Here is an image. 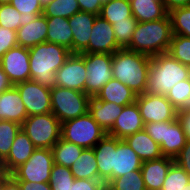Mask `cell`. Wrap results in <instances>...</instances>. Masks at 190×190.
Segmentation results:
<instances>
[{"label": "cell", "mask_w": 190, "mask_h": 190, "mask_svg": "<svg viewBox=\"0 0 190 190\" xmlns=\"http://www.w3.org/2000/svg\"><path fill=\"white\" fill-rule=\"evenodd\" d=\"M30 62V79L47 87L56 86V71L71 55L65 47L43 42L28 49Z\"/></svg>", "instance_id": "cell-1"}, {"label": "cell", "mask_w": 190, "mask_h": 190, "mask_svg": "<svg viewBox=\"0 0 190 190\" xmlns=\"http://www.w3.org/2000/svg\"><path fill=\"white\" fill-rule=\"evenodd\" d=\"M151 57L128 49H120L112 54L113 78L129 87L136 95L147 88Z\"/></svg>", "instance_id": "cell-2"}, {"label": "cell", "mask_w": 190, "mask_h": 190, "mask_svg": "<svg viewBox=\"0 0 190 190\" xmlns=\"http://www.w3.org/2000/svg\"><path fill=\"white\" fill-rule=\"evenodd\" d=\"M172 36L169 14L162 19L138 22L130 45L126 49L152 57L168 52Z\"/></svg>", "instance_id": "cell-3"}, {"label": "cell", "mask_w": 190, "mask_h": 190, "mask_svg": "<svg viewBox=\"0 0 190 190\" xmlns=\"http://www.w3.org/2000/svg\"><path fill=\"white\" fill-rule=\"evenodd\" d=\"M186 79H189L188 66L167 52L152 56L145 93L166 96L178 82Z\"/></svg>", "instance_id": "cell-4"}, {"label": "cell", "mask_w": 190, "mask_h": 190, "mask_svg": "<svg viewBox=\"0 0 190 190\" xmlns=\"http://www.w3.org/2000/svg\"><path fill=\"white\" fill-rule=\"evenodd\" d=\"M91 97L85 92L55 86L51 88V112L60 123L75 119L89 110Z\"/></svg>", "instance_id": "cell-5"}, {"label": "cell", "mask_w": 190, "mask_h": 190, "mask_svg": "<svg viewBox=\"0 0 190 190\" xmlns=\"http://www.w3.org/2000/svg\"><path fill=\"white\" fill-rule=\"evenodd\" d=\"M106 135L89 112L61 123V138L82 148H93Z\"/></svg>", "instance_id": "cell-6"}, {"label": "cell", "mask_w": 190, "mask_h": 190, "mask_svg": "<svg viewBox=\"0 0 190 190\" xmlns=\"http://www.w3.org/2000/svg\"><path fill=\"white\" fill-rule=\"evenodd\" d=\"M21 129L36 148L52 149L61 138V123L52 112L28 116Z\"/></svg>", "instance_id": "cell-7"}, {"label": "cell", "mask_w": 190, "mask_h": 190, "mask_svg": "<svg viewBox=\"0 0 190 190\" xmlns=\"http://www.w3.org/2000/svg\"><path fill=\"white\" fill-rule=\"evenodd\" d=\"M144 130L160 145L162 155L174 159L186 144L187 138L179 121L149 122Z\"/></svg>", "instance_id": "cell-8"}, {"label": "cell", "mask_w": 190, "mask_h": 190, "mask_svg": "<svg viewBox=\"0 0 190 190\" xmlns=\"http://www.w3.org/2000/svg\"><path fill=\"white\" fill-rule=\"evenodd\" d=\"M53 164L51 149L36 148L31 157L16 168L11 176L16 181L49 183Z\"/></svg>", "instance_id": "cell-9"}, {"label": "cell", "mask_w": 190, "mask_h": 190, "mask_svg": "<svg viewBox=\"0 0 190 190\" xmlns=\"http://www.w3.org/2000/svg\"><path fill=\"white\" fill-rule=\"evenodd\" d=\"M87 80L85 93L90 97L98 94L101 88L113 78L112 54L88 53L85 54Z\"/></svg>", "instance_id": "cell-10"}, {"label": "cell", "mask_w": 190, "mask_h": 190, "mask_svg": "<svg viewBox=\"0 0 190 190\" xmlns=\"http://www.w3.org/2000/svg\"><path fill=\"white\" fill-rule=\"evenodd\" d=\"M136 103L144 124L177 119L176 108L164 95L149 93L139 94L136 97Z\"/></svg>", "instance_id": "cell-11"}, {"label": "cell", "mask_w": 190, "mask_h": 190, "mask_svg": "<svg viewBox=\"0 0 190 190\" xmlns=\"http://www.w3.org/2000/svg\"><path fill=\"white\" fill-rule=\"evenodd\" d=\"M25 105L27 116L51 113V88L27 80L14 85Z\"/></svg>", "instance_id": "cell-12"}, {"label": "cell", "mask_w": 190, "mask_h": 190, "mask_svg": "<svg viewBox=\"0 0 190 190\" xmlns=\"http://www.w3.org/2000/svg\"><path fill=\"white\" fill-rule=\"evenodd\" d=\"M85 53H71L56 71V86L85 92L87 80Z\"/></svg>", "instance_id": "cell-13"}, {"label": "cell", "mask_w": 190, "mask_h": 190, "mask_svg": "<svg viewBox=\"0 0 190 190\" xmlns=\"http://www.w3.org/2000/svg\"><path fill=\"white\" fill-rule=\"evenodd\" d=\"M0 65L13 85L30 80L28 48L16 46L0 59Z\"/></svg>", "instance_id": "cell-14"}, {"label": "cell", "mask_w": 190, "mask_h": 190, "mask_svg": "<svg viewBox=\"0 0 190 190\" xmlns=\"http://www.w3.org/2000/svg\"><path fill=\"white\" fill-rule=\"evenodd\" d=\"M120 49L116 43L113 26L107 20L97 15L92 27L88 47L82 53L113 54Z\"/></svg>", "instance_id": "cell-15"}, {"label": "cell", "mask_w": 190, "mask_h": 190, "mask_svg": "<svg viewBox=\"0 0 190 190\" xmlns=\"http://www.w3.org/2000/svg\"><path fill=\"white\" fill-rule=\"evenodd\" d=\"M144 122L141 117L136 101L123 107L121 114L117 117L112 129L107 135L125 139L134 133L144 129Z\"/></svg>", "instance_id": "cell-16"}, {"label": "cell", "mask_w": 190, "mask_h": 190, "mask_svg": "<svg viewBox=\"0 0 190 190\" xmlns=\"http://www.w3.org/2000/svg\"><path fill=\"white\" fill-rule=\"evenodd\" d=\"M47 32V19L43 14L24 19L23 24L16 31L18 46L29 49L37 44L47 42Z\"/></svg>", "instance_id": "cell-17"}, {"label": "cell", "mask_w": 190, "mask_h": 190, "mask_svg": "<svg viewBox=\"0 0 190 190\" xmlns=\"http://www.w3.org/2000/svg\"><path fill=\"white\" fill-rule=\"evenodd\" d=\"M36 147L20 129L16 135L8 156L0 163L1 171L11 174L16 168L24 164L33 154Z\"/></svg>", "instance_id": "cell-18"}, {"label": "cell", "mask_w": 190, "mask_h": 190, "mask_svg": "<svg viewBox=\"0 0 190 190\" xmlns=\"http://www.w3.org/2000/svg\"><path fill=\"white\" fill-rule=\"evenodd\" d=\"M96 14L90 12H77L68 19L73 32V53H82L89 43Z\"/></svg>", "instance_id": "cell-19"}, {"label": "cell", "mask_w": 190, "mask_h": 190, "mask_svg": "<svg viewBox=\"0 0 190 190\" xmlns=\"http://www.w3.org/2000/svg\"><path fill=\"white\" fill-rule=\"evenodd\" d=\"M142 160L124 139L117 138V147L114 150L112 179L123 176L130 171L140 170Z\"/></svg>", "instance_id": "cell-20"}, {"label": "cell", "mask_w": 190, "mask_h": 190, "mask_svg": "<svg viewBox=\"0 0 190 190\" xmlns=\"http://www.w3.org/2000/svg\"><path fill=\"white\" fill-rule=\"evenodd\" d=\"M27 117L25 105L15 86L0 94V118L2 120L22 125Z\"/></svg>", "instance_id": "cell-21"}, {"label": "cell", "mask_w": 190, "mask_h": 190, "mask_svg": "<svg viewBox=\"0 0 190 190\" xmlns=\"http://www.w3.org/2000/svg\"><path fill=\"white\" fill-rule=\"evenodd\" d=\"M117 147V138L106 135L94 147V154L98 166L99 180L107 184L112 179L114 150Z\"/></svg>", "instance_id": "cell-22"}, {"label": "cell", "mask_w": 190, "mask_h": 190, "mask_svg": "<svg viewBox=\"0 0 190 190\" xmlns=\"http://www.w3.org/2000/svg\"><path fill=\"white\" fill-rule=\"evenodd\" d=\"M174 159L162 157L156 160L142 162L141 172L146 190H161L164 180Z\"/></svg>", "instance_id": "cell-23"}, {"label": "cell", "mask_w": 190, "mask_h": 190, "mask_svg": "<svg viewBox=\"0 0 190 190\" xmlns=\"http://www.w3.org/2000/svg\"><path fill=\"white\" fill-rule=\"evenodd\" d=\"M123 107L113 102L98 100L94 96L89 101L88 112L99 126L108 133L112 129L117 117L121 114Z\"/></svg>", "instance_id": "cell-24"}, {"label": "cell", "mask_w": 190, "mask_h": 190, "mask_svg": "<svg viewBox=\"0 0 190 190\" xmlns=\"http://www.w3.org/2000/svg\"><path fill=\"white\" fill-rule=\"evenodd\" d=\"M142 161L156 160L163 157L160 145L143 129L124 139Z\"/></svg>", "instance_id": "cell-25"}, {"label": "cell", "mask_w": 190, "mask_h": 190, "mask_svg": "<svg viewBox=\"0 0 190 190\" xmlns=\"http://www.w3.org/2000/svg\"><path fill=\"white\" fill-rule=\"evenodd\" d=\"M95 97L101 101L113 102L117 105L126 106L134 103L137 95L125 84L112 78L101 88Z\"/></svg>", "instance_id": "cell-26"}, {"label": "cell", "mask_w": 190, "mask_h": 190, "mask_svg": "<svg viewBox=\"0 0 190 190\" xmlns=\"http://www.w3.org/2000/svg\"><path fill=\"white\" fill-rule=\"evenodd\" d=\"M133 17L137 22L165 18L169 12L162 0H130Z\"/></svg>", "instance_id": "cell-27"}, {"label": "cell", "mask_w": 190, "mask_h": 190, "mask_svg": "<svg viewBox=\"0 0 190 190\" xmlns=\"http://www.w3.org/2000/svg\"><path fill=\"white\" fill-rule=\"evenodd\" d=\"M48 25L47 42L59 44L73 53V32L68 18H46Z\"/></svg>", "instance_id": "cell-28"}, {"label": "cell", "mask_w": 190, "mask_h": 190, "mask_svg": "<svg viewBox=\"0 0 190 190\" xmlns=\"http://www.w3.org/2000/svg\"><path fill=\"white\" fill-rule=\"evenodd\" d=\"M70 169L76 179H99L98 166L93 148H84Z\"/></svg>", "instance_id": "cell-29"}, {"label": "cell", "mask_w": 190, "mask_h": 190, "mask_svg": "<svg viewBox=\"0 0 190 190\" xmlns=\"http://www.w3.org/2000/svg\"><path fill=\"white\" fill-rule=\"evenodd\" d=\"M99 16L111 25L121 21H137L133 17L130 0H110L103 4Z\"/></svg>", "instance_id": "cell-30"}, {"label": "cell", "mask_w": 190, "mask_h": 190, "mask_svg": "<svg viewBox=\"0 0 190 190\" xmlns=\"http://www.w3.org/2000/svg\"><path fill=\"white\" fill-rule=\"evenodd\" d=\"M84 148L77 146L60 138L52 147L54 163L57 165L71 167L80 156Z\"/></svg>", "instance_id": "cell-31"}, {"label": "cell", "mask_w": 190, "mask_h": 190, "mask_svg": "<svg viewBox=\"0 0 190 190\" xmlns=\"http://www.w3.org/2000/svg\"><path fill=\"white\" fill-rule=\"evenodd\" d=\"M106 190H146L141 169L111 179L106 184Z\"/></svg>", "instance_id": "cell-32"}, {"label": "cell", "mask_w": 190, "mask_h": 190, "mask_svg": "<svg viewBox=\"0 0 190 190\" xmlns=\"http://www.w3.org/2000/svg\"><path fill=\"white\" fill-rule=\"evenodd\" d=\"M77 12H80L77 0H51L43 7L42 14L46 18L64 17L69 19Z\"/></svg>", "instance_id": "cell-33"}, {"label": "cell", "mask_w": 190, "mask_h": 190, "mask_svg": "<svg viewBox=\"0 0 190 190\" xmlns=\"http://www.w3.org/2000/svg\"><path fill=\"white\" fill-rule=\"evenodd\" d=\"M21 125L7 120L0 122V163L8 156Z\"/></svg>", "instance_id": "cell-34"}, {"label": "cell", "mask_w": 190, "mask_h": 190, "mask_svg": "<svg viewBox=\"0 0 190 190\" xmlns=\"http://www.w3.org/2000/svg\"><path fill=\"white\" fill-rule=\"evenodd\" d=\"M173 35L190 37V6L174 8L169 12Z\"/></svg>", "instance_id": "cell-35"}, {"label": "cell", "mask_w": 190, "mask_h": 190, "mask_svg": "<svg viewBox=\"0 0 190 190\" xmlns=\"http://www.w3.org/2000/svg\"><path fill=\"white\" fill-rule=\"evenodd\" d=\"M74 180L69 167L53 164L49 180L51 190H72Z\"/></svg>", "instance_id": "cell-36"}, {"label": "cell", "mask_w": 190, "mask_h": 190, "mask_svg": "<svg viewBox=\"0 0 190 190\" xmlns=\"http://www.w3.org/2000/svg\"><path fill=\"white\" fill-rule=\"evenodd\" d=\"M168 54L186 66H190V37L173 35Z\"/></svg>", "instance_id": "cell-37"}, {"label": "cell", "mask_w": 190, "mask_h": 190, "mask_svg": "<svg viewBox=\"0 0 190 190\" xmlns=\"http://www.w3.org/2000/svg\"><path fill=\"white\" fill-rule=\"evenodd\" d=\"M190 176L175 162L170 166L161 190H182Z\"/></svg>", "instance_id": "cell-38"}, {"label": "cell", "mask_w": 190, "mask_h": 190, "mask_svg": "<svg viewBox=\"0 0 190 190\" xmlns=\"http://www.w3.org/2000/svg\"><path fill=\"white\" fill-rule=\"evenodd\" d=\"M24 17L11 5H0V26L17 31L23 24Z\"/></svg>", "instance_id": "cell-39"}, {"label": "cell", "mask_w": 190, "mask_h": 190, "mask_svg": "<svg viewBox=\"0 0 190 190\" xmlns=\"http://www.w3.org/2000/svg\"><path fill=\"white\" fill-rule=\"evenodd\" d=\"M137 21H121L112 24L117 45L125 49L130 45Z\"/></svg>", "instance_id": "cell-40"}, {"label": "cell", "mask_w": 190, "mask_h": 190, "mask_svg": "<svg viewBox=\"0 0 190 190\" xmlns=\"http://www.w3.org/2000/svg\"><path fill=\"white\" fill-rule=\"evenodd\" d=\"M24 19L33 18L43 13L40 0H11L10 3Z\"/></svg>", "instance_id": "cell-41"}, {"label": "cell", "mask_w": 190, "mask_h": 190, "mask_svg": "<svg viewBox=\"0 0 190 190\" xmlns=\"http://www.w3.org/2000/svg\"><path fill=\"white\" fill-rule=\"evenodd\" d=\"M168 101L177 109L190 97V80L178 82L166 95Z\"/></svg>", "instance_id": "cell-42"}, {"label": "cell", "mask_w": 190, "mask_h": 190, "mask_svg": "<svg viewBox=\"0 0 190 190\" xmlns=\"http://www.w3.org/2000/svg\"><path fill=\"white\" fill-rule=\"evenodd\" d=\"M18 46L16 31L0 26V59L11 48Z\"/></svg>", "instance_id": "cell-43"}, {"label": "cell", "mask_w": 190, "mask_h": 190, "mask_svg": "<svg viewBox=\"0 0 190 190\" xmlns=\"http://www.w3.org/2000/svg\"><path fill=\"white\" fill-rule=\"evenodd\" d=\"M72 190H106V184L99 179H76Z\"/></svg>", "instance_id": "cell-44"}, {"label": "cell", "mask_w": 190, "mask_h": 190, "mask_svg": "<svg viewBox=\"0 0 190 190\" xmlns=\"http://www.w3.org/2000/svg\"><path fill=\"white\" fill-rule=\"evenodd\" d=\"M174 162L190 176V140L186 141L179 154L174 158Z\"/></svg>", "instance_id": "cell-45"}, {"label": "cell", "mask_w": 190, "mask_h": 190, "mask_svg": "<svg viewBox=\"0 0 190 190\" xmlns=\"http://www.w3.org/2000/svg\"><path fill=\"white\" fill-rule=\"evenodd\" d=\"M110 0H77L80 11L100 15L103 4Z\"/></svg>", "instance_id": "cell-46"}, {"label": "cell", "mask_w": 190, "mask_h": 190, "mask_svg": "<svg viewBox=\"0 0 190 190\" xmlns=\"http://www.w3.org/2000/svg\"><path fill=\"white\" fill-rule=\"evenodd\" d=\"M177 120L183 128L187 140H190V111L177 112Z\"/></svg>", "instance_id": "cell-47"}, {"label": "cell", "mask_w": 190, "mask_h": 190, "mask_svg": "<svg viewBox=\"0 0 190 190\" xmlns=\"http://www.w3.org/2000/svg\"><path fill=\"white\" fill-rule=\"evenodd\" d=\"M21 187V190H51L50 183H38L17 181Z\"/></svg>", "instance_id": "cell-48"}, {"label": "cell", "mask_w": 190, "mask_h": 190, "mask_svg": "<svg viewBox=\"0 0 190 190\" xmlns=\"http://www.w3.org/2000/svg\"><path fill=\"white\" fill-rule=\"evenodd\" d=\"M165 8L170 12L174 8L190 6V0H162Z\"/></svg>", "instance_id": "cell-49"}, {"label": "cell", "mask_w": 190, "mask_h": 190, "mask_svg": "<svg viewBox=\"0 0 190 190\" xmlns=\"http://www.w3.org/2000/svg\"><path fill=\"white\" fill-rule=\"evenodd\" d=\"M13 86L14 85L12 84L9 77L7 76V74L4 72V70L0 65V94L6 90H9Z\"/></svg>", "instance_id": "cell-50"}, {"label": "cell", "mask_w": 190, "mask_h": 190, "mask_svg": "<svg viewBox=\"0 0 190 190\" xmlns=\"http://www.w3.org/2000/svg\"><path fill=\"white\" fill-rule=\"evenodd\" d=\"M3 190H21L19 183L11 176L5 183Z\"/></svg>", "instance_id": "cell-51"}, {"label": "cell", "mask_w": 190, "mask_h": 190, "mask_svg": "<svg viewBox=\"0 0 190 190\" xmlns=\"http://www.w3.org/2000/svg\"><path fill=\"white\" fill-rule=\"evenodd\" d=\"M11 177V174L0 171V190H3L4 183Z\"/></svg>", "instance_id": "cell-52"}, {"label": "cell", "mask_w": 190, "mask_h": 190, "mask_svg": "<svg viewBox=\"0 0 190 190\" xmlns=\"http://www.w3.org/2000/svg\"><path fill=\"white\" fill-rule=\"evenodd\" d=\"M190 111V97L186 99L177 109L176 112Z\"/></svg>", "instance_id": "cell-53"}, {"label": "cell", "mask_w": 190, "mask_h": 190, "mask_svg": "<svg viewBox=\"0 0 190 190\" xmlns=\"http://www.w3.org/2000/svg\"><path fill=\"white\" fill-rule=\"evenodd\" d=\"M51 2V0H40V3L42 5V7L46 6L47 4H49Z\"/></svg>", "instance_id": "cell-54"}, {"label": "cell", "mask_w": 190, "mask_h": 190, "mask_svg": "<svg viewBox=\"0 0 190 190\" xmlns=\"http://www.w3.org/2000/svg\"><path fill=\"white\" fill-rule=\"evenodd\" d=\"M11 0H0V5L1 4H10Z\"/></svg>", "instance_id": "cell-55"}, {"label": "cell", "mask_w": 190, "mask_h": 190, "mask_svg": "<svg viewBox=\"0 0 190 190\" xmlns=\"http://www.w3.org/2000/svg\"><path fill=\"white\" fill-rule=\"evenodd\" d=\"M182 190H190V181L188 182L187 185L184 186Z\"/></svg>", "instance_id": "cell-56"}, {"label": "cell", "mask_w": 190, "mask_h": 190, "mask_svg": "<svg viewBox=\"0 0 190 190\" xmlns=\"http://www.w3.org/2000/svg\"><path fill=\"white\" fill-rule=\"evenodd\" d=\"M188 70H189V80H190V66L188 67Z\"/></svg>", "instance_id": "cell-57"}]
</instances>
